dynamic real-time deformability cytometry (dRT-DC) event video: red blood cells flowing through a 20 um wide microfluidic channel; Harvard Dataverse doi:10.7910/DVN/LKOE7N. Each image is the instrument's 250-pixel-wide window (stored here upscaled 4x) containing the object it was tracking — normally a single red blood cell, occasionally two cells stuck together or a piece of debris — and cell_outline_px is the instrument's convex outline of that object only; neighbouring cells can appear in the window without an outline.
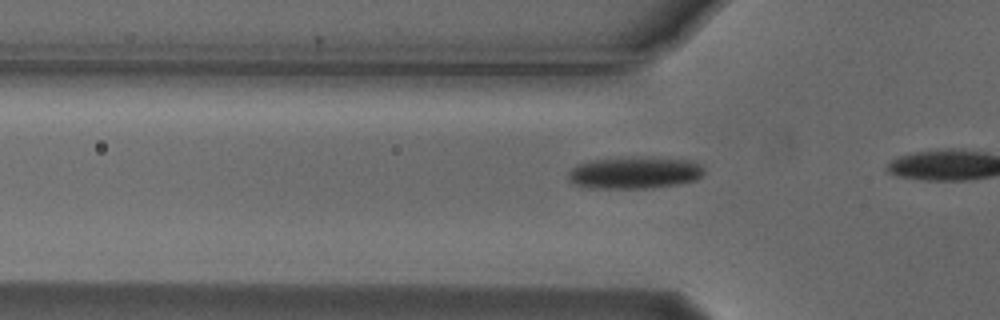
{"species": "Egyptian fruit bat (a non-hibernating species)", "species_latin": "Rousettus aegyptiacus", "temperature_condition": "cold", "stored_images_in_passage": 7, "camera_frame_rate_fps": 3000, "um_per_image_px": 0.085, "animal": {"sex": "male"}, "frame": {"image": 1, "passage_image": 4, "time_ms": 1.0, "image_size_px": [1000, 320], "cell_outline_px": [[704, 172], [696, 180], [676, 184], [652, 188], [588, 188], [572, 184], [568, 180], [568, 172], [576, 164], [588, 160], [632, 156], [688, 160], [700, 164], [704, 168]], "centroid_in_image_um": [53.87, 14.67], "position_along_channel_um": 71.9, "area_um2": 25.66}}